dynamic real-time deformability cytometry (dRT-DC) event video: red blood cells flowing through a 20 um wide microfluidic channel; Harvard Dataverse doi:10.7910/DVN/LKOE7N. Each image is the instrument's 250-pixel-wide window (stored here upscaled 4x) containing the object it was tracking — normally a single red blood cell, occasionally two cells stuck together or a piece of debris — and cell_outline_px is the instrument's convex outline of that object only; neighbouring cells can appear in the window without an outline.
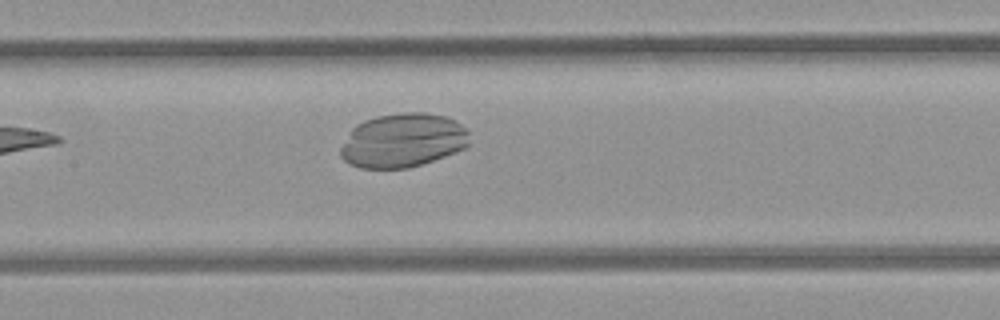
{"species": "common noctule bat (a hibernating species)", "species_latin": "Nyctalus noctula", "temperature_condition": "room temperature", "stored_images_in_passage": 6, "camera_frame_rate_fps": 3000, "um_per_image_px": 0.085, "animal": {"sex": "female", "body_mass_g": 21.9}, "frame": {"image": 1, "passage_image": 6, "time_ms": 5.667, "image_size_px": [1000, 320], "cell_outline_px": [[468, 144], [464, 148], [444, 156], [408, 168], [360, 168], [344, 160], [340, 156], [340, 148], [352, 128], [356, 124], [364, 120], [376, 116], [404, 112], [424, 112], [448, 116], [456, 120], [468, 128]], "centroid_in_image_um": [34.25, 11.91], "position_along_channel_um": 173.2, "area_um2": 40.63}}